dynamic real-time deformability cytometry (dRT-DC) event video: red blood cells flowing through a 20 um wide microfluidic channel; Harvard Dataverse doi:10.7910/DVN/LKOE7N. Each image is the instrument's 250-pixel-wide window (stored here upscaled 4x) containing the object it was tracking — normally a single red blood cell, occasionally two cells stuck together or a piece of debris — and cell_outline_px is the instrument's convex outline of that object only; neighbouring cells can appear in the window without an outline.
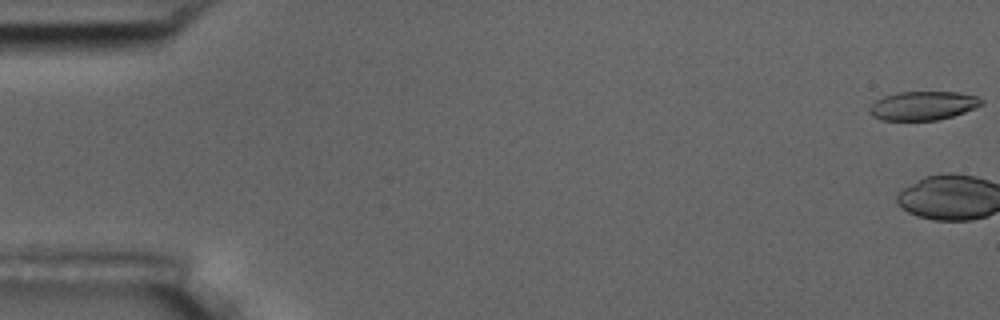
{"species": "common noctule bat (a hibernating species)", "species_latin": "Nyctalus noctula", "temperature_condition": "room temperature", "stored_images_in_passage": 5, "camera_frame_rate_fps": 3000, "um_per_image_px": 0.085, "animal": {"sex": "male", "body_mass_g": 17.5, "forearm_length_mm": 52.3}, "frame": {"image": 1, "passage_image": 1, "time_ms": 0.0, "image_size_px": [1000, 320], "cell_outline_px": [[984, 104], [976, 108], [952, 116], [936, 120], [880, 120], [872, 116], [868, 112], [868, 108], [876, 100], [884, 96], [900, 92], [956, 92], [976, 96], [984, 100]], "centroid_in_image_um": [78.45, 8.98], "position_along_channel_um": 6.5, "area_um2": 18.84}}